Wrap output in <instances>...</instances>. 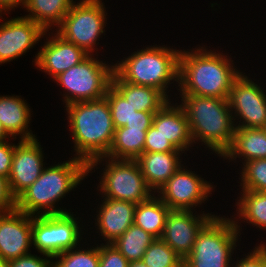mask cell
Listing matches in <instances>:
<instances>
[{"mask_svg": "<svg viewBox=\"0 0 266 267\" xmlns=\"http://www.w3.org/2000/svg\"><path fill=\"white\" fill-rule=\"evenodd\" d=\"M29 107L19 95L0 96V122L11 138L16 139L19 135L20 140L36 138L29 128L31 121Z\"/></svg>", "mask_w": 266, "mask_h": 267, "instance_id": "cell-21", "label": "cell"}, {"mask_svg": "<svg viewBox=\"0 0 266 267\" xmlns=\"http://www.w3.org/2000/svg\"><path fill=\"white\" fill-rule=\"evenodd\" d=\"M16 209V199L11 193L9 180L0 175V213L10 212Z\"/></svg>", "mask_w": 266, "mask_h": 267, "instance_id": "cell-37", "label": "cell"}, {"mask_svg": "<svg viewBox=\"0 0 266 267\" xmlns=\"http://www.w3.org/2000/svg\"><path fill=\"white\" fill-rule=\"evenodd\" d=\"M241 196L237 197V217L233 218L235 224L242 221L256 228L266 230V192L241 190ZM235 219V220H234ZM240 219V220H239ZM246 220V221H245Z\"/></svg>", "mask_w": 266, "mask_h": 267, "instance_id": "cell-27", "label": "cell"}, {"mask_svg": "<svg viewBox=\"0 0 266 267\" xmlns=\"http://www.w3.org/2000/svg\"><path fill=\"white\" fill-rule=\"evenodd\" d=\"M89 55L78 65L60 73L53 80L62 86L65 92V105L104 98L114 73V65L106 64Z\"/></svg>", "mask_w": 266, "mask_h": 267, "instance_id": "cell-8", "label": "cell"}, {"mask_svg": "<svg viewBox=\"0 0 266 267\" xmlns=\"http://www.w3.org/2000/svg\"><path fill=\"white\" fill-rule=\"evenodd\" d=\"M42 255L43 257L31 253L26 254L18 259L11 260L10 267H53V257Z\"/></svg>", "mask_w": 266, "mask_h": 267, "instance_id": "cell-35", "label": "cell"}, {"mask_svg": "<svg viewBox=\"0 0 266 267\" xmlns=\"http://www.w3.org/2000/svg\"><path fill=\"white\" fill-rule=\"evenodd\" d=\"M98 207L95 225L106 244L114 243L134 224L136 205L130 201L104 198Z\"/></svg>", "mask_w": 266, "mask_h": 267, "instance_id": "cell-18", "label": "cell"}, {"mask_svg": "<svg viewBox=\"0 0 266 267\" xmlns=\"http://www.w3.org/2000/svg\"><path fill=\"white\" fill-rule=\"evenodd\" d=\"M130 262L113 244H100L99 267H129Z\"/></svg>", "mask_w": 266, "mask_h": 267, "instance_id": "cell-33", "label": "cell"}, {"mask_svg": "<svg viewBox=\"0 0 266 267\" xmlns=\"http://www.w3.org/2000/svg\"><path fill=\"white\" fill-rule=\"evenodd\" d=\"M182 151L143 152L135 161L138 163L147 185L154 193L183 166Z\"/></svg>", "mask_w": 266, "mask_h": 267, "instance_id": "cell-20", "label": "cell"}, {"mask_svg": "<svg viewBox=\"0 0 266 267\" xmlns=\"http://www.w3.org/2000/svg\"><path fill=\"white\" fill-rule=\"evenodd\" d=\"M47 32L24 16L0 23V65L20 58L39 43Z\"/></svg>", "mask_w": 266, "mask_h": 267, "instance_id": "cell-13", "label": "cell"}, {"mask_svg": "<svg viewBox=\"0 0 266 267\" xmlns=\"http://www.w3.org/2000/svg\"><path fill=\"white\" fill-rule=\"evenodd\" d=\"M142 261L148 267H183V259L161 238L151 243Z\"/></svg>", "mask_w": 266, "mask_h": 267, "instance_id": "cell-29", "label": "cell"}, {"mask_svg": "<svg viewBox=\"0 0 266 267\" xmlns=\"http://www.w3.org/2000/svg\"><path fill=\"white\" fill-rule=\"evenodd\" d=\"M48 39L43 44L37 55H35V66L43 70L51 78L57 77L60 73L72 66L78 65L89 56L83 49L59 36L57 33L48 32ZM52 36V37H51ZM50 38V39H49Z\"/></svg>", "mask_w": 266, "mask_h": 267, "instance_id": "cell-17", "label": "cell"}, {"mask_svg": "<svg viewBox=\"0 0 266 267\" xmlns=\"http://www.w3.org/2000/svg\"><path fill=\"white\" fill-rule=\"evenodd\" d=\"M105 159V160H104ZM108 159V160H107ZM104 164L100 184V193L105 198L130 201L139 204L148 200L154 191L147 185L142 171L135 160L113 159L101 156L88 164V173ZM153 193V194H152Z\"/></svg>", "mask_w": 266, "mask_h": 267, "instance_id": "cell-7", "label": "cell"}, {"mask_svg": "<svg viewBox=\"0 0 266 267\" xmlns=\"http://www.w3.org/2000/svg\"><path fill=\"white\" fill-rule=\"evenodd\" d=\"M168 101L159 111L154 114L152 125L165 137L172 145L185 153L194 141L191 136L189 122L184 110L179 103ZM177 104V105H176Z\"/></svg>", "mask_w": 266, "mask_h": 267, "instance_id": "cell-19", "label": "cell"}, {"mask_svg": "<svg viewBox=\"0 0 266 267\" xmlns=\"http://www.w3.org/2000/svg\"><path fill=\"white\" fill-rule=\"evenodd\" d=\"M38 141L37 138L20 140L14 145L8 180L15 199L39 178L44 169L43 148Z\"/></svg>", "mask_w": 266, "mask_h": 267, "instance_id": "cell-14", "label": "cell"}, {"mask_svg": "<svg viewBox=\"0 0 266 267\" xmlns=\"http://www.w3.org/2000/svg\"><path fill=\"white\" fill-rule=\"evenodd\" d=\"M79 1L77 4L73 3L55 32L87 54L94 55L93 52L98 51L97 40L99 41V36L105 32L104 28L107 26L105 3L102 0Z\"/></svg>", "mask_w": 266, "mask_h": 267, "instance_id": "cell-9", "label": "cell"}, {"mask_svg": "<svg viewBox=\"0 0 266 267\" xmlns=\"http://www.w3.org/2000/svg\"><path fill=\"white\" fill-rule=\"evenodd\" d=\"M222 157L231 161L242 158V165L266 159V131L263 128H235L231 145Z\"/></svg>", "mask_w": 266, "mask_h": 267, "instance_id": "cell-22", "label": "cell"}, {"mask_svg": "<svg viewBox=\"0 0 266 267\" xmlns=\"http://www.w3.org/2000/svg\"><path fill=\"white\" fill-rule=\"evenodd\" d=\"M78 248H73L53 257V267H99L98 244L95 247L92 246V248L87 247V250Z\"/></svg>", "mask_w": 266, "mask_h": 267, "instance_id": "cell-30", "label": "cell"}, {"mask_svg": "<svg viewBox=\"0 0 266 267\" xmlns=\"http://www.w3.org/2000/svg\"><path fill=\"white\" fill-rule=\"evenodd\" d=\"M0 267H10V261L0 258Z\"/></svg>", "mask_w": 266, "mask_h": 267, "instance_id": "cell-43", "label": "cell"}, {"mask_svg": "<svg viewBox=\"0 0 266 267\" xmlns=\"http://www.w3.org/2000/svg\"><path fill=\"white\" fill-rule=\"evenodd\" d=\"M155 239L150 233L133 224L112 244L131 263L142 260L147 248Z\"/></svg>", "mask_w": 266, "mask_h": 267, "instance_id": "cell-28", "label": "cell"}, {"mask_svg": "<svg viewBox=\"0 0 266 267\" xmlns=\"http://www.w3.org/2000/svg\"><path fill=\"white\" fill-rule=\"evenodd\" d=\"M170 211L171 209L154 194L148 200L136 205L134 224L155 238H161Z\"/></svg>", "mask_w": 266, "mask_h": 267, "instance_id": "cell-25", "label": "cell"}, {"mask_svg": "<svg viewBox=\"0 0 266 267\" xmlns=\"http://www.w3.org/2000/svg\"><path fill=\"white\" fill-rule=\"evenodd\" d=\"M129 267H148L142 260L134 261L129 264Z\"/></svg>", "mask_w": 266, "mask_h": 267, "instance_id": "cell-42", "label": "cell"}, {"mask_svg": "<svg viewBox=\"0 0 266 267\" xmlns=\"http://www.w3.org/2000/svg\"><path fill=\"white\" fill-rule=\"evenodd\" d=\"M180 151L165 138L153 125L147 130L144 152H170Z\"/></svg>", "mask_w": 266, "mask_h": 267, "instance_id": "cell-34", "label": "cell"}, {"mask_svg": "<svg viewBox=\"0 0 266 267\" xmlns=\"http://www.w3.org/2000/svg\"><path fill=\"white\" fill-rule=\"evenodd\" d=\"M256 245L254 250L245 254V257L236 261L230 267H264V243ZM234 265V266H233Z\"/></svg>", "mask_w": 266, "mask_h": 267, "instance_id": "cell-36", "label": "cell"}, {"mask_svg": "<svg viewBox=\"0 0 266 267\" xmlns=\"http://www.w3.org/2000/svg\"><path fill=\"white\" fill-rule=\"evenodd\" d=\"M240 174L242 190L266 192V159L245 162Z\"/></svg>", "mask_w": 266, "mask_h": 267, "instance_id": "cell-31", "label": "cell"}, {"mask_svg": "<svg viewBox=\"0 0 266 267\" xmlns=\"http://www.w3.org/2000/svg\"><path fill=\"white\" fill-rule=\"evenodd\" d=\"M66 111L70 133H72L75 158L89 164L92 160L105 156L113 142L115 126L108 100H98L67 104Z\"/></svg>", "mask_w": 266, "mask_h": 267, "instance_id": "cell-3", "label": "cell"}, {"mask_svg": "<svg viewBox=\"0 0 266 267\" xmlns=\"http://www.w3.org/2000/svg\"><path fill=\"white\" fill-rule=\"evenodd\" d=\"M9 138L11 139L0 122V142L7 141V139L10 140Z\"/></svg>", "mask_w": 266, "mask_h": 267, "instance_id": "cell-41", "label": "cell"}, {"mask_svg": "<svg viewBox=\"0 0 266 267\" xmlns=\"http://www.w3.org/2000/svg\"><path fill=\"white\" fill-rule=\"evenodd\" d=\"M15 143L0 142V175L9 177Z\"/></svg>", "mask_w": 266, "mask_h": 267, "instance_id": "cell-38", "label": "cell"}, {"mask_svg": "<svg viewBox=\"0 0 266 267\" xmlns=\"http://www.w3.org/2000/svg\"><path fill=\"white\" fill-rule=\"evenodd\" d=\"M111 85L136 109V111H159L170 99L162 91L122 81L113 73Z\"/></svg>", "mask_w": 266, "mask_h": 267, "instance_id": "cell-23", "label": "cell"}, {"mask_svg": "<svg viewBox=\"0 0 266 267\" xmlns=\"http://www.w3.org/2000/svg\"><path fill=\"white\" fill-rule=\"evenodd\" d=\"M88 176V164L73 158L63 163L44 167L39 178L17 199L16 209L31 216L70 212L57 207L58 202ZM43 209V210H42Z\"/></svg>", "mask_w": 266, "mask_h": 267, "instance_id": "cell-2", "label": "cell"}, {"mask_svg": "<svg viewBox=\"0 0 266 267\" xmlns=\"http://www.w3.org/2000/svg\"><path fill=\"white\" fill-rule=\"evenodd\" d=\"M153 117V112L136 111V114L125 127L130 129H149L152 126Z\"/></svg>", "mask_w": 266, "mask_h": 267, "instance_id": "cell-39", "label": "cell"}, {"mask_svg": "<svg viewBox=\"0 0 266 267\" xmlns=\"http://www.w3.org/2000/svg\"><path fill=\"white\" fill-rule=\"evenodd\" d=\"M248 77L241 72L233 81L228 94L227 101L233 121L235 123L239 120L234 125L235 128H264L266 124L265 90Z\"/></svg>", "mask_w": 266, "mask_h": 267, "instance_id": "cell-11", "label": "cell"}, {"mask_svg": "<svg viewBox=\"0 0 266 267\" xmlns=\"http://www.w3.org/2000/svg\"><path fill=\"white\" fill-rule=\"evenodd\" d=\"M180 97V106L189 122L194 143H204L206 148L222 158L229 149L235 132L227 99L195 95Z\"/></svg>", "mask_w": 266, "mask_h": 267, "instance_id": "cell-4", "label": "cell"}, {"mask_svg": "<svg viewBox=\"0 0 266 267\" xmlns=\"http://www.w3.org/2000/svg\"><path fill=\"white\" fill-rule=\"evenodd\" d=\"M105 98L108 100L115 128L124 127L136 114V109L112 85Z\"/></svg>", "mask_w": 266, "mask_h": 267, "instance_id": "cell-32", "label": "cell"}, {"mask_svg": "<svg viewBox=\"0 0 266 267\" xmlns=\"http://www.w3.org/2000/svg\"><path fill=\"white\" fill-rule=\"evenodd\" d=\"M223 217L215 215L202 227L191 253L183 260V267L231 266L242 228L241 222L235 224L231 217Z\"/></svg>", "mask_w": 266, "mask_h": 267, "instance_id": "cell-6", "label": "cell"}, {"mask_svg": "<svg viewBox=\"0 0 266 267\" xmlns=\"http://www.w3.org/2000/svg\"><path fill=\"white\" fill-rule=\"evenodd\" d=\"M74 215L67 212L32 216V245L40 255L55 257L80 245L83 228Z\"/></svg>", "mask_w": 266, "mask_h": 267, "instance_id": "cell-10", "label": "cell"}, {"mask_svg": "<svg viewBox=\"0 0 266 267\" xmlns=\"http://www.w3.org/2000/svg\"><path fill=\"white\" fill-rule=\"evenodd\" d=\"M32 216L17 209L0 213V258L11 261L29 254Z\"/></svg>", "mask_w": 266, "mask_h": 267, "instance_id": "cell-16", "label": "cell"}, {"mask_svg": "<svg viewBox=\"0 0 266 267\" xmlns=\"http://www.w3.org/2000/svg\"><path fill=\"white\" fill-rule=\"evenodd\" d=\"M148 129L116 128L113 142L105 157L113 159L136 160L144 152Z\"/></svg>", "mask_w": 266, "mask_h": 267, "instance_id": "cell-26", "label": "cell"}, {"mask_svg": "<svg viewBox=\"0 0 266 267\" xmlns=\"http://www.w3.org/2000/svg\"><path fill=\"white\" fill-rule=\"evenodd\" d=\"M26 0H0V12H6L7 13L10 10H14L16 7H23L25 6ZM15 7V8H14Z\"/></svg>", "mask_w": 266, "mask_h": 267, "instance_id": "cell-40", "label": "cell"}, {"mask_svg": "<svg viewBox=\"0 0 266 267\" xmlns=\"http://www.w3.org/2000/svg\"><path fill=\"white\" fill-rule=\"evenodd\" d=\"M185 167L181 166L155 193L171 210L195 211L193 208L205 203L214 190L212 183Z\"/></svg>", "mask_w": 266, "mask_h": 267, "instance_id": "cell-12", "label": "cell"}, {"mask_svg": "<svg viewBox=\"0 0 266 267\" xmlns=\"http://www.w3.org/2000/svg\"><path fill=\"white\" fill-rule=\"evenodd\" d=\"M264 267H266V243L264 244Z\"/></svg>", "mask_w": 266, "mask_h": 267, "instance_id": "cell-44", "label": "cell"}, {"mask_svg": "<svg viewBox=\"0 0 266 267\" xmlns=\"http://www.w3.org/2000/svg\"><path fill=\"white\" fill-rule=\"evenodd\" d=\"M180 53L170 46H147L113 64L114 73L122 81L158 89L168 97V85L179 82Z\"/></svg>", "mask_w": 266, "mask_h": 267, "instance_id": "cell-5", "label": "cell"}, {"mask_svg": "<svg viewBox=\"0 0 266 267\" xmlns=\"http://www.w3.org/2000/svg\"><path fill=\"white\" fill-rule=\"evenodd\" d=\"M171 210L166 218L161 239L183 260L191 253L197 234L215 214Z\"/></svg>", "mask_w": 266, "mask_h": 267, "instance_id": "cell-15", "label": "cell"}, {"mask_svg": "<svg viewBox=\"0 0 266 267\" xmlns=\"http://www.w3.org/2000/svg\"><path fill=\"white\" fill-rule=\"evenodd\" d=\"M230 59H229V58ZM233 60L222 52L195 47L181 50L179 58V95L227 99L233 81L241 74Z\"/></svg>", "mask_w": 266, "mask_h": 267, "instance_id": "cell-1", "label": "cell"}, {"mask_svg": "<svg viewBox=\"0 0 266 267\" xmlns=\"http://www.w3.org/2000/svg\"><path fill=\"white\" fill-rule=\"evenodd\" d=\"M73 0H26L24 8L29 14L24 17L41 25L46 31L57 27L66 16Z\"/></svg>", "mask_w": 266, "mask_h": 267, "instance_id": "cell-24", "label": "cell"}]
</instances>
